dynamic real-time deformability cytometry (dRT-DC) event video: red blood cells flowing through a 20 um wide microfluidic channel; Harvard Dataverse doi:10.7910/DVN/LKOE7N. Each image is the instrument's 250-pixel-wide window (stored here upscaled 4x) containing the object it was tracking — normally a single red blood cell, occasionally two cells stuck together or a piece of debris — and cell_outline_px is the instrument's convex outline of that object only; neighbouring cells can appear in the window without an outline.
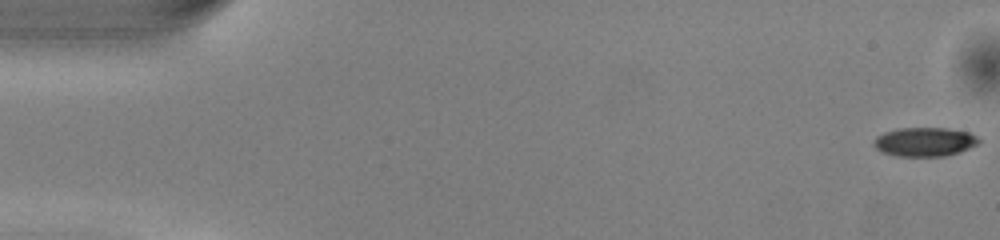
{"species": "common noctule bat (a hibernating species)", "species_latin": "Nyctalus noctula", "temperature_condition": "warm", "stored_images_in_passage": 51, "camera_frame_rate_fps": 3000, "um_per_image_px": 0.085, "animal": {"sex": "male", "body_mass_g": 13.0, "forearm_length_mm": 53.1}, "frame": {"image": 1, "passage_image": 1, "time_ms": 0.0, "image_size_px": [1000, 240], "cell_outline_px": [[980, 140], [976, 144], [968, 148], [944, 156], [896, 156], [880, 152], [872, 144], [876, 136], [884, 132], [900, 128], [948, 128], [968, 132], [976, 136]], "centroid_in_image_um": [78.53, 12.05], "position_along_channel_um": 6.5, "area_um2": 17.63}}
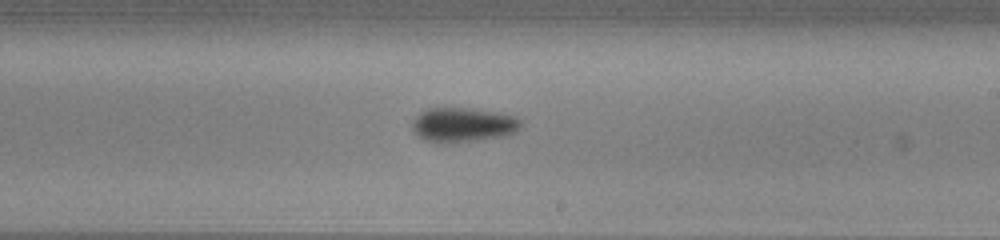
{"frame": {"image": 2, "passage_image": 30, "time_ms": 9.667, "image_size_px": [1000, 240], "cell_outline_px": [[524, 124], [516, 132], [504, 136], [476, 140], [424, 140], [412, 128], [412, 120], [420, 112], [428, 108], [468, 108], [504, 112], [516, 116]], "centroid_in_image_um": [39.45, 10.55], "position_along_channel_um": 249.6, "area_um2": 21.44}}
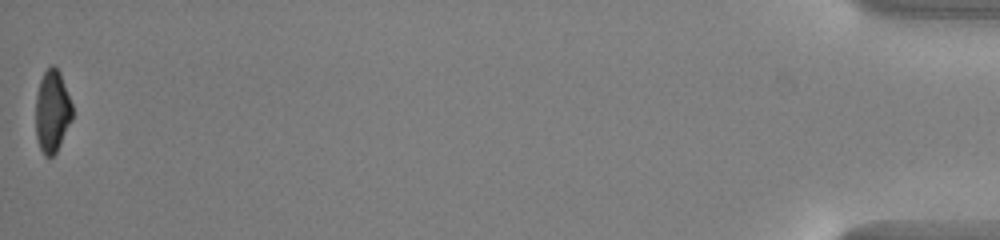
{"frame": {"image": 3, "passage_image": 51, "time_ms": 16.667, "image_size_px": [1000, 240], "cell_outline_px": [[72, 120], [56, 152], [52, 156], [44, 156], [40, 148], [36, 136], [36, 96], [40, 80], [44, 72], [52, 64], [60, 72], [72, 104]], "centroid_in_image_um": [4.44, 9.46], "position_along_channel_um": 430.8, "area_um2": 17.46}, "authors_computed_cell_mechanics": {"area_um2": 19.8832, "velocity_mm_per_s": 4.0787, "shape_relaxation_time_tau1_ms": 2.4056, "shape_relaxation_time_tau2_ms": null, "deformation_change_tau1": 0.1452, "deformation_change_tau2": null}}